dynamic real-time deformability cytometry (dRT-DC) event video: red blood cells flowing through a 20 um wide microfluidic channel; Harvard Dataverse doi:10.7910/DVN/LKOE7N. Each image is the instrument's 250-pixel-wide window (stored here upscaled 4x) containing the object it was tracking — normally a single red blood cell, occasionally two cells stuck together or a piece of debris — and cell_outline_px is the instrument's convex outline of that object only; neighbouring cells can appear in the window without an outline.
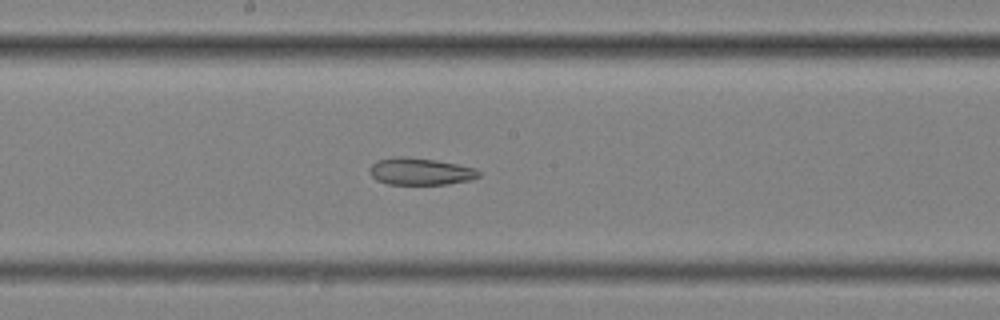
{"species": "common noctule bat (a hibernating species)", "species_latin": "Nyctalus noctula", "temperature_condition": "cold", "stored_images_in_passage": 52, "segment_of_instrument_passage": [2, 2], "camera_frame_rate_fps": 3000, "um_per_image_px": 0.085, "animal": {"sex": "female", "body_mass_g": 25.1}, "frame": {"image": 1, "passage_image": 26, "time_ms": 8.333, "image_size_px": [1000, 320], "cell_outline_px": [[480, 176], [472, 180], [448, 184], [388, 184], [376, 180], [368, 172], [368, 168], [372, 164], [380, 160], [396, 156], [404, 156], [436, 160], [476, 168], [480, 172]], "centroid_in_image_um": [35.73, 14.58], "position_along_channel_um": 212.5, "area_um2": 17.28}}
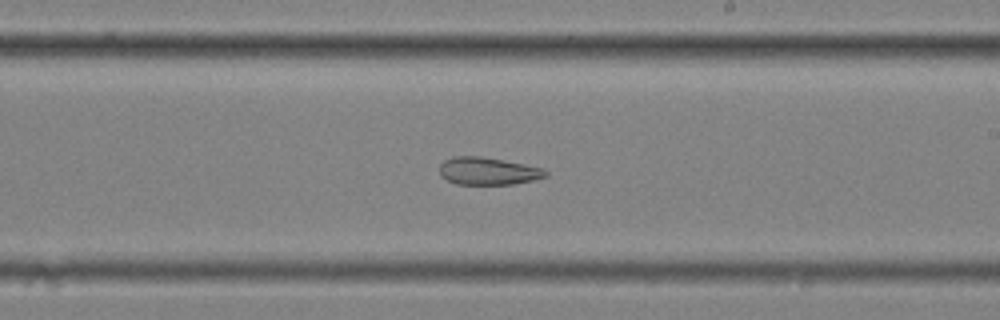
{"frame": {"image": 2, "passage_image": 29, "time_ms": 9.333, "image_size_px": [1000, 320], "cell_outline_px": [[548, 176], [532, 180], [512, 184], [456, 184], [440, 176], [440, 164], [444, 160], [452, 156], [480, 156], [504, 160], [524, 164], [540, 168], [548, 172]], "centroid_in_image_um": [41.44, 14.53], "position_along_channel_um": 247.6, "area_um2": 16.94}}
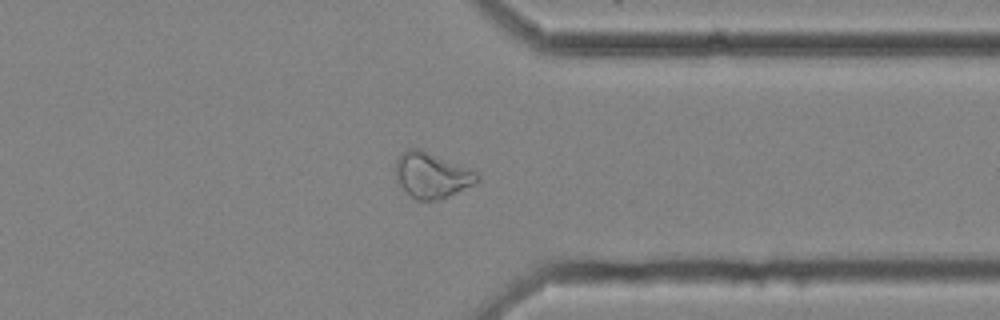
{"frame": {"image": 3, "passage_image": 40, "time_ms": 13.0, "image_size_px": [1000, 320], "cell_outline_px": [[480, 180], [448, 196], [436, 200], [416, 200], [396, 180], [396, 160], [408, 148], [420, 148], [476, 172], [480, 176]], "centroid_in_image_um": [36.68, 14.88], "position_along_channel_um": 374.7, "area_um2": 21.04}}